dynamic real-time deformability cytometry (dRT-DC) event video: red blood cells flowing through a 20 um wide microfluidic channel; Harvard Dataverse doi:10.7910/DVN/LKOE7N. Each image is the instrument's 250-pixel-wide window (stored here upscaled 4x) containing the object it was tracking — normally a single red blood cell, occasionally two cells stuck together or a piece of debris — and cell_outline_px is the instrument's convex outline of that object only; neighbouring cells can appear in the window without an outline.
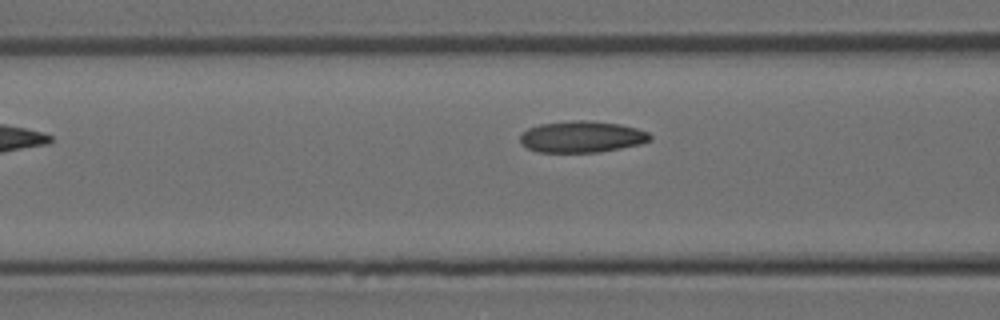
{"species": "Egyptian fruit bat (a non-hibernating species)", "species_latin": "Rousettus aegyptiacus", "temperature_condition": "room temperature", "stored_images_in_passage": 3, "camera_frame_rate_fps": 3000, "um_per_image_px": 0.085, "animal": {"sex": "female"}, "frame": {"image": 1, "passage_image": 3, "time_ms": 0.667, "image_size_px": [1000, 320], "cell_outline_px": [[652, 140], [640, 144], [600, 152], [536, 152], [520, 144], [520, 136], [528, 128], [540, 124], [572, 120], [588, 120], [620, 124], [636, 128], [648, 132], [652, 136]], "centroid_in_image_um": [49.46, 11.62], "position_along_channel_um": 117.1, "area_um2": 23.93}}